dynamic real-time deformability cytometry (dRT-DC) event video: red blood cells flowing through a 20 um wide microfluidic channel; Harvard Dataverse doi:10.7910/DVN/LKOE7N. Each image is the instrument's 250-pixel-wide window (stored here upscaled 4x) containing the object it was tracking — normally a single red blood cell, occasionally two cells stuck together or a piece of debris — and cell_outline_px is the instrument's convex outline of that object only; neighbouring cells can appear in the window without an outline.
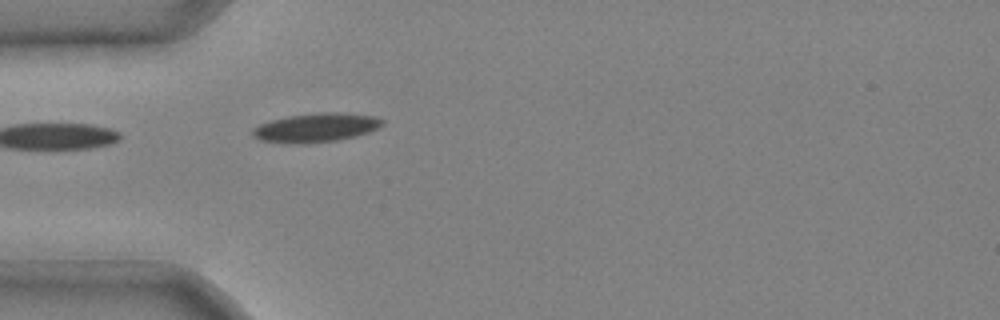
{"species": "common noctule bat (a hibernating species)", "species_latin": "Nyctalus noctula", "temperature_condition": "cold", "stored_images_in_passage": 1, "camera_frame_rate_fps": 3000, "um_per_image_px": 0.085, "animal": {"sex": "male", "body_mass_g": 20.4}, "frame": {"image": 1, "passage_image": 1, "time_ms": 0.0, "image_size_px": [1000, 320], "cell_outline_px": [[384, 124], [380, 128], [356, 136], [336, 140], [308, 144], [300, 144], [260, 140], [252, 136], [252, 128], [260, 124], [272, 120], [288, 116], [320, 112], [340, 112], [376, 116], [384, 120]], "centroid_in_image_um": [26.89, 10.84], "position_along_channel_um": 58.1, "area_um2": 22.02}}